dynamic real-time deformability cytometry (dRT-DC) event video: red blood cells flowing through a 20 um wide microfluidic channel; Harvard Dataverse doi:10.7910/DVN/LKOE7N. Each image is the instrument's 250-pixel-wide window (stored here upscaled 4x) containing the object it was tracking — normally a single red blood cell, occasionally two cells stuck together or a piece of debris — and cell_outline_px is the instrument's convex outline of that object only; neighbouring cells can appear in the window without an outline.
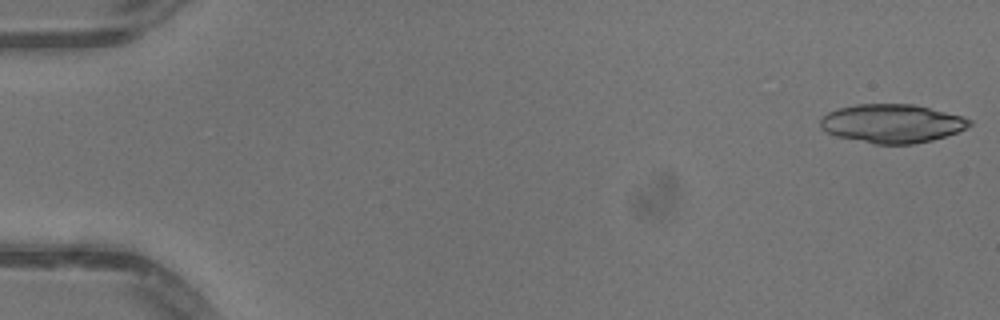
{"species": "common noctule bat (a hibernating species)", "species_latin": "Nyctalus noctula", "temperature_condition": "warm", "stored_images_in_passage": 50, "segment_of_instrument_passage": [1, 2], "camera_frame_rate_fps": 3000, "um_per_image_px": 0.085, "animal": {"sex": "male", "body_mass_g": 13.3}, "frame": {"image": 1, "passage_image": 1, "time_ms": 0.0, "image_size_px": [1000, 320], "cell_outline_px": [[972, 124], [968, 128], [932, 140], [912, 144], [876, 144], [836, 136], [820, 128], [820, 120], [828, 112], [840, 108], [856, 104], [912, 104], [960, 116], [972, 120]], "centroid_in_image_um": [75.81, 10.5], "position_along_channel_um": 9.2, "area_um2": 33.23}}